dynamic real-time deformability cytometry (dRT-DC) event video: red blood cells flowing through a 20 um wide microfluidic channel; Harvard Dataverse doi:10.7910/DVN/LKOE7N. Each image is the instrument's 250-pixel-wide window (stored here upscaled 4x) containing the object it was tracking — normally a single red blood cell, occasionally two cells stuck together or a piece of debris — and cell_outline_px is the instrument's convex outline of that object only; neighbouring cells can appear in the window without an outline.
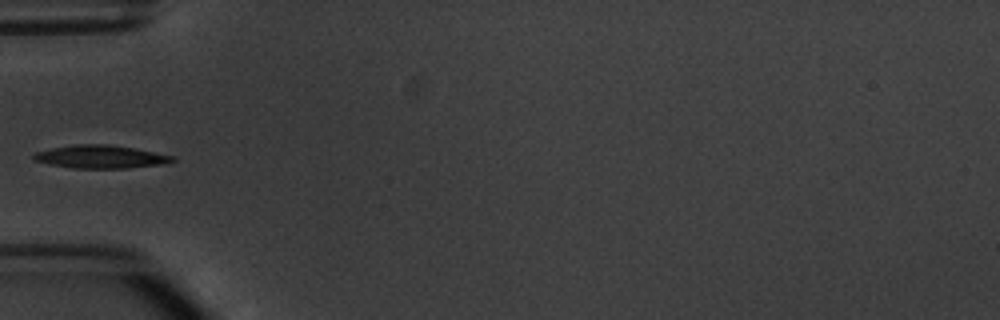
{"species": "common noctule bat (a hibernating species)", "species_latin": "Nyctalus noctula", "temperature_condition": "warm", "stored_images_in_passage": 6, "camera_frame_rate_fps": 3000, "um_per_image_px": 0.085, "animal": {"sex": "male", "body_mass_g": 20.1, "forearm_length_mm": 53.5}, "frame": {"image": 1, "passage_image": 6, "time_ms": 6.0, "image_size_px": [1000, 320], "cell_outline_px": [[176, 160], [164, 164], [128, 168], [72, 168], [48, 164], [32, 160], [32, 156], [36, 152], [52, 148], [76, 144], [108, 144], [132, 148], [176, 156]], "centroid_in_image_um": [8.55, 13.33], "position_along_channel_um": 76.4, "area_um2": 18.67}}